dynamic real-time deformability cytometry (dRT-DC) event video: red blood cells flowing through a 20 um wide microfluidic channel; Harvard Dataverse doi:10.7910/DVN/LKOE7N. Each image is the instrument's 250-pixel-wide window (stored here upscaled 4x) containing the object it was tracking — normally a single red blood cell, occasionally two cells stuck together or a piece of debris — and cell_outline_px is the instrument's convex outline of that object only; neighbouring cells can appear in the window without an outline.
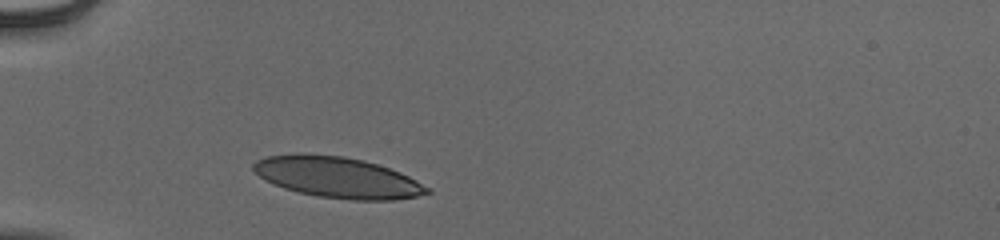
{"species": "human", "species_latin": "Homo sapiens", "temperature_condition": "cold", "stored_images_in_passage": 31, "camera_frame_rate_fps": 3000, "um_per_image_px": 0.085, "donor": {"sex": "male"}, "frame": {"image": 1, "passage_image": 1, "time_ms": 0.0, "image_size_px": [1000, 240], "cell_outline_px": [[432, 192], [416, 196], [396, 200], [352, 200], [316, 196], [296, 192], [284, 188], [260, 176], [252, 168], [252, 164], [256, 160], [268, 156], [296, 152], [304, 152], [344, 156], [364, 160], [400, 172], [432, 188]], "centroid_in_image_um": [28.69, 15.06], "position_along_channel_um": 56.3, "area_um2": 41.67}}
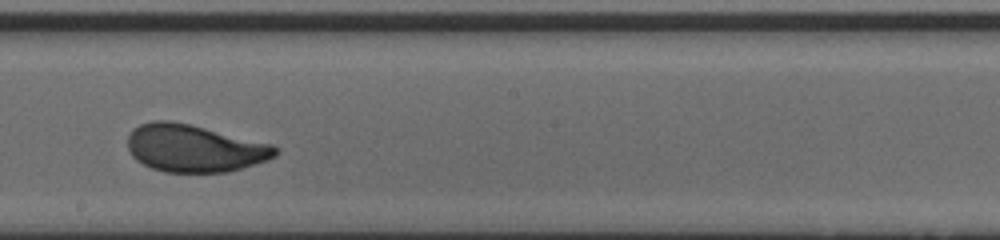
{"frame": {"image": 2, "passage_image": 16, "time_ms": 5.0, "image_size_px": [1000, 240], "cell_outline_px": [[280, 148], [276, 156], [268, 160], [228, 172], [164, 172], [152, 168], [136, 160], [132, 156], [128, 148], [128, 136], [132, 128], [140, 124], [152, 120], [172, 120], [192, 124], [272, 144]], "centroid_in_image_um": [16.52, 12.59], "position_along_channel_um": 231.7, "area_um2": 41.15}}
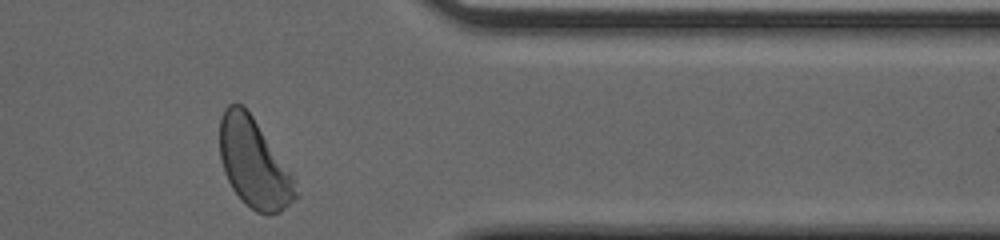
{"frame": {"image": 3, "passage_image": 29, "time_ms": 9.333, "image_size_px": [1000, 240], "cell_outline_px": [[300, 196], [280, 212], [268, 216], [256, 212], [244, 204], [232, 188], [224, 172], [220, 160], [220, 116], [224, 108], [228, 104], [240, 104], [252, 116], [296, 180]], "centroid_in_image_um": [21.59, 13.93], "position_along_channel_um": 389.8, "area_um2": 39.48}, "authors_computed_cell_mechanics": {"area_um2": 41.038, "velocity_mm_per_s": 3.8502, "shape_relaxation_time_tau1_ms": 2.844, "shape_relaxation_time_tau2_ms": null, "deformation_change_tau1": 0.1586, "deformation_change_tau2": null}}